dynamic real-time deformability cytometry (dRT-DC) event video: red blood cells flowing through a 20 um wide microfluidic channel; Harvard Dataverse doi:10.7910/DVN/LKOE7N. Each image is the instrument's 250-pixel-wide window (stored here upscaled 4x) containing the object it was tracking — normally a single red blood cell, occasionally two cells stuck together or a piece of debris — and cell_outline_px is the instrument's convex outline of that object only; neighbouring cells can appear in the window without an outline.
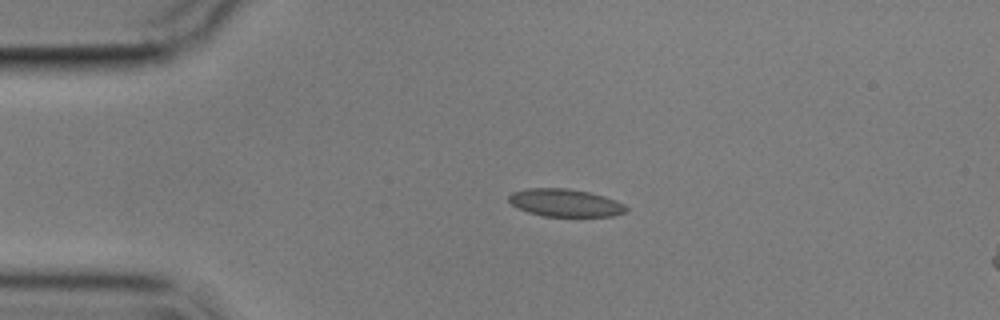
{"species": "common noctule bat (a hibernating species)", "species_latin": "Nyctalus noctula", "temperature_condition": "cold", "stored_images_in_passage": 6, "segment_of_instrument_passage": [1, 2], "camera_frame_rate_fps": 3000, "um_per_image_px": 0.085, "animal": {"sex": "male", "body_mass_g": 17.9}, "frame": {"image": 1, "passage_image": 4, "time_ms": 3.333, "image_size_px": [1000, 320], "cell_outline_px": [[628, 212], [612, 216], [544, 216], [528, 212], [512, 204], [508, 200], [508, 196], [512, 192], [528, 188], [568, 188], [588, 192], [604, 196], [616, 200], [624, 204], [628, 208]], "centroid_in_image_um": [48.07, 17.23], "position_along_channel_um": 36.9, "area_um2": 18.9}}